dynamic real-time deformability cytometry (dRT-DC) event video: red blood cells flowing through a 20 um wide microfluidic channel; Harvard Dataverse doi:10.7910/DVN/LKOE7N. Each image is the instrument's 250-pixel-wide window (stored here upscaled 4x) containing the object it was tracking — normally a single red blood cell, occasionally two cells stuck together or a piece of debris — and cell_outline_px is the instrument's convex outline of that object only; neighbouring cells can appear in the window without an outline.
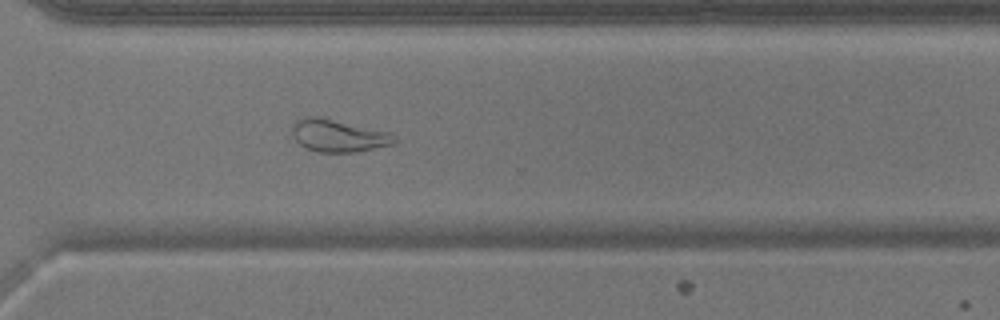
{"species": "common noctule bat (a hibernating species)", "species_latin": "Nyctalus noctula", "temperature_condition": "warm", "stored_images_in_passage": 50, "camera_frame_rate_fps": 3000, "um_per_image_px": 0.085, "animal": {"sex": "male", "body_mass_g": 17.9}, "frame": {"image": 1, "passage_image": 37, "time_ms": 12.0, "image_size_px": [1000, 320], "cell_outline_px": [[396, 140], [392, 144], [352, 152], [320, 152], [308, 148], [300, 144], [296, 140], [292, 132], [292, 124], [296, 120], [308, 116], [316, 116], [392, 132], [396, 136]], "centroid_in_image_um": [28.76, 11.51], "position_along_channel_um": 341.8, "area_um2": 19.07}}
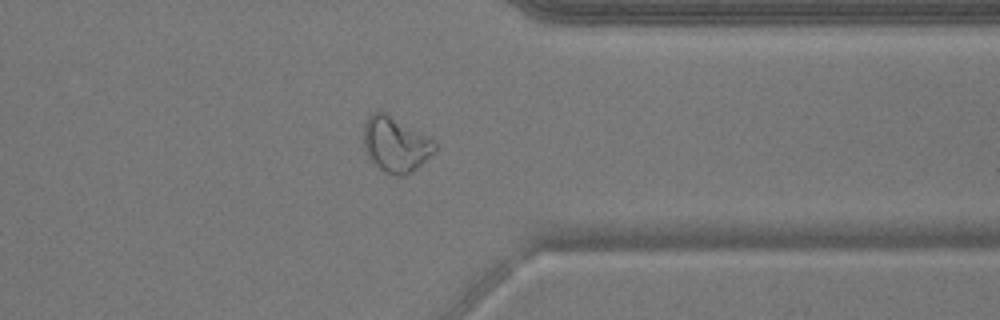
{"frame": {"image": 2, "passage_image": 40, "time_ms": 13.0, "image_size_px": [1000, 320], "cell_outline_px": [[436, 148], [412, 172], [400, 176], [396, 176], [384, 172], [368, 156], [364, 148], [364, 124], [368, 116], [372, 112], [384, 112], [432, 136], [436, 144]], "centroid_in_image_um": [33.63, 12.24], "position_along_channel_um": 377.8, "area_um2": 22.83}}
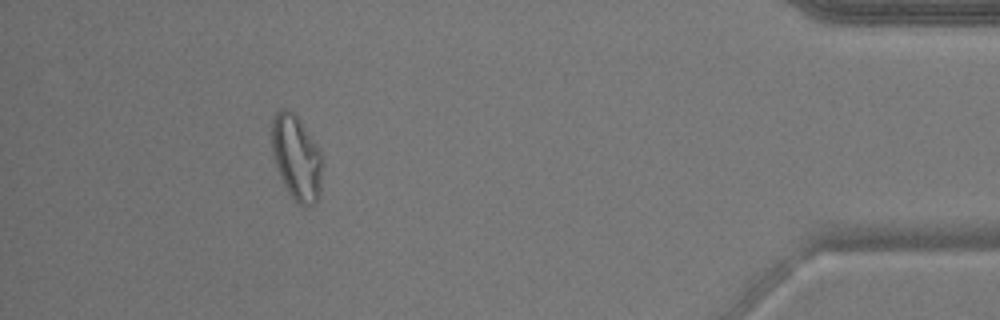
{"frame": {"image": 3, "passage_image": 46, "time_ms": 15.0, "image_size_px": [1000, 320], "cell_outline_px": [[320, 196], [316, 204], [304, 208], [288, 192], [280, 176], [276, 164], [272, 148], [272, 116], [280, 108], [288, 108], [300, 120], [320, 148]], "centroid_in_image_um": [25.2, 13.39], "position_along_channel_um": 410.0, "area_um2": 24.85}}